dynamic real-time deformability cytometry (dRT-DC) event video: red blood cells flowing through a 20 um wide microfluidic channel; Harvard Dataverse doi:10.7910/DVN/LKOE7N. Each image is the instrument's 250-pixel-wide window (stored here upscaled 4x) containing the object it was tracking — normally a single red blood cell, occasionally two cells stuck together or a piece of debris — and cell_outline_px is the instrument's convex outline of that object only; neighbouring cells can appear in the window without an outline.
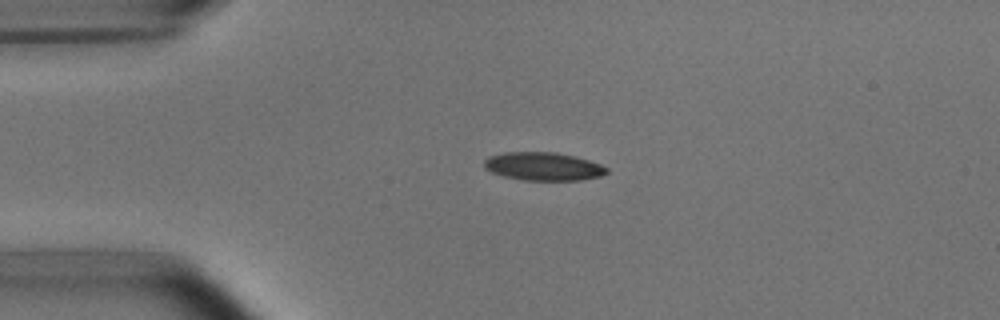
{"species": "common noctule bat (a hibernating species)", "species_latin": "Nyctalus noctula", "temperature_condition": "room temperature", "stored_images_in_passage": 35, "camera_frame_rate_fps": 3000, "um_per_image_px": 0.085, "animal": {"sex": "male", "body_mass_g": 15.6}, "frame": {"image": 1, "passage_image": 4, "time_ms": 1.0, "image_size_px": [1000, 320], "cell_outline_px": [[608, 172], [600, 176], [580, 180], [524, 180], [504, 176], [492, 172], [484, 168], [484, 160], [488, 156], [504, 152], [556, 152], [576, 156], [600, 164], [608, 168]], "centroid_in_image_um": [46.17, 14.13], "position_along_channel_um": 38.8, "area_um2": 20.17}}
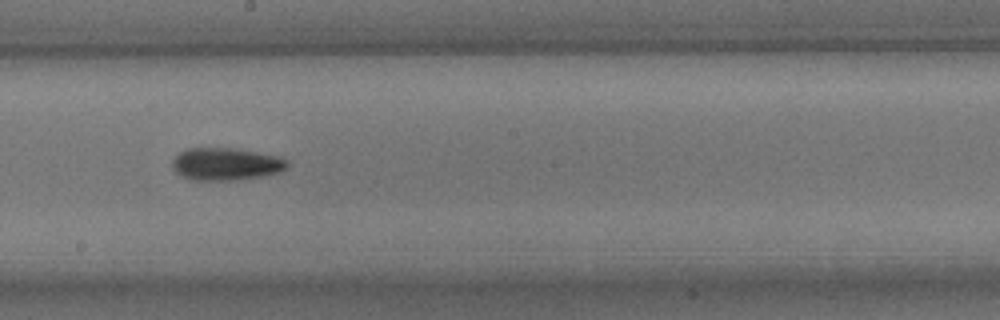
{"frame": {"image": 2, "passage_image": 21, "time_ms": 6.667, "image_size_px": [1000, 320], "cell_outline_px": [[288, 164], [280, 172], [260, 176], [232, 180], [192, 180], [180, 176], [172, 168], [172, 160], [180, 152], [188, 148], [228, 148], [276, 156], [288, 160]], "centroid_in_image_um": [19.13, 13.95], "position_along_channel_um": 229.1, "area_um2": 21.39}}
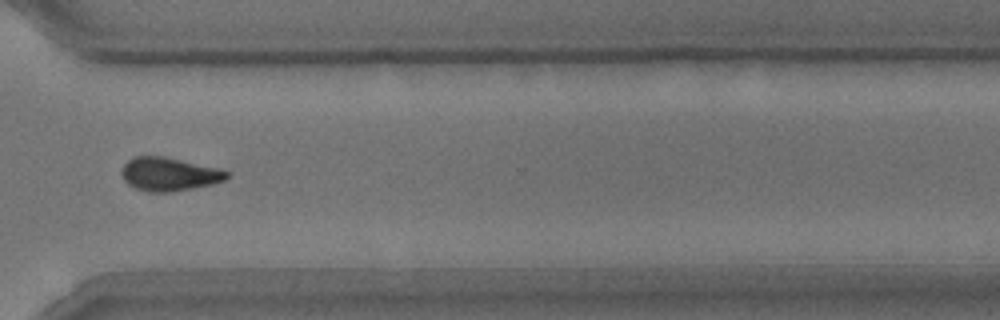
{"frame": {"image": 3, "passage_image": 31, "time_ms": 10.0, "image_size_px": [1000, 320], "cell_outline_px": [[228, 176], [224, 180], [212, 184], [172, 192], [148, 192], [136, 188], [128, 184], [124, 180], [120, 172], [124, 164], [128, 160], [136, 156], [164, 156], [220, 168], [228, 172]], "centroid_in_image_um": [14.36, 14.8], "position_along_channel_um": 356.2, "area_um2": 20.52}, "authors_computed_cell_mechanics": {"area_um2": 21.097, "velocity_mm_per_s": 3.8199, "shape_relaxation_time_tau1_ms": 4.8254, "shape_relaxation_time_tau2_ms": 3.2733, "deformation_change_tau1": 0.1398, "deformation_change_tau2": 0.1049}}